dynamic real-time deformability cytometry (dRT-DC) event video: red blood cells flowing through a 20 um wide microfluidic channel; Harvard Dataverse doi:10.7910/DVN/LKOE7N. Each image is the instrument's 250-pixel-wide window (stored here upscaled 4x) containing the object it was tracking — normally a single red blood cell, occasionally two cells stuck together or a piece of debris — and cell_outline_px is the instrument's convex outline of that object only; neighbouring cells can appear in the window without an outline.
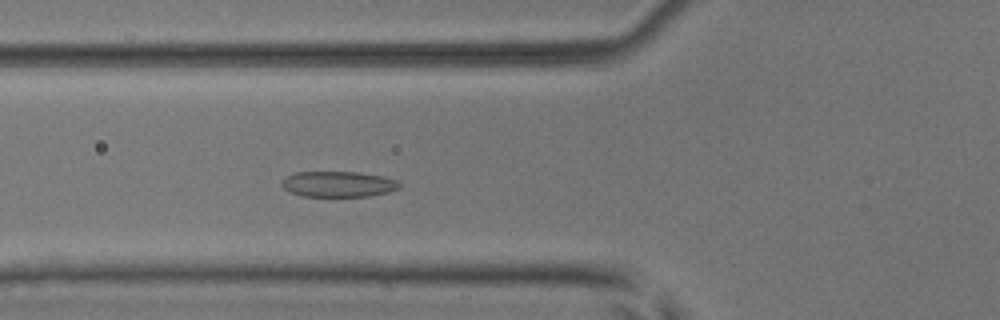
{"species": "common noctule bat (a hibernating species)", "species_latin": "Nyctalus noctula", "temperature_condition": "room temperature", "stored_images_in_passage": 51, "camera_frame_rate_fps": 3000, "um_per_image_px": 0.085, "animal": {"sex": "male", "body_mass_g": 17.9, "forearm_length_mm": 54.2}, "frame": {"image": 1, "passage_image": 18, "time_ms": 5.667, "image_size_px": [1000, 320], "cell_outline_px": [[400, 188], [388, 192], [368, 196], [300, 196], [288, 192], [280, 184], [288, 176], [296, 172], [360, 172], [380, 176], [396, 180], [400, 184]], "centroid_in_image_um": [28.73, 15.65], "position_along_channel_um": 97.1, "area_um2": 17.51}}
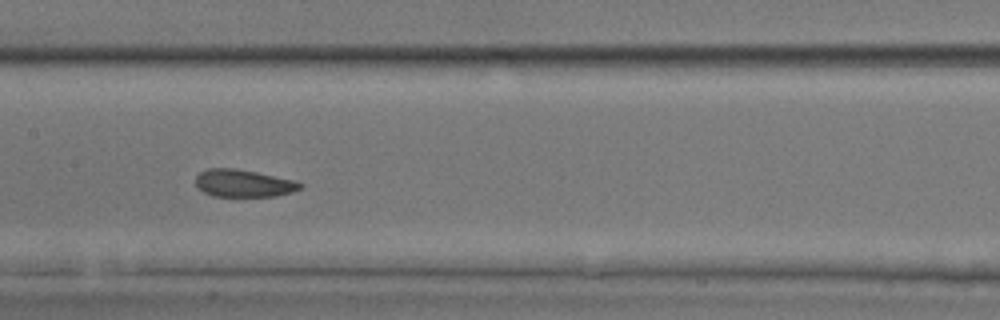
{"frame": {"image": 2, "passage_image": 25, "time_ms": 8.0, "image_size_px": [1000, 320], "cell_outline_px": [[304, 184], [300, 188], [292, 192], [276, 196], [212, 196], [204, 192], [196, 184], [196, 176], [200, 172], [208, 168], [236, 168], [256, 172], [292, 180]], "centroid_in_image_um": [20.68, 15.57], "position_along_channel_um": 186.7, "area_um2": 16.53}}
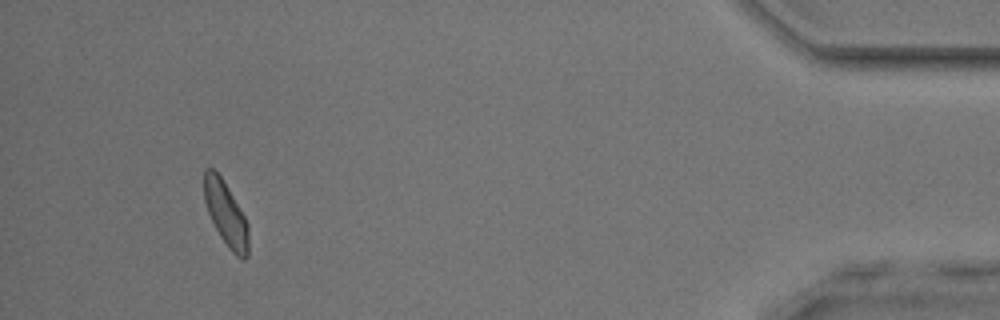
{"frame": {"image": 3, "passage_image": 48, "time_ms": 15.667, "image_size_px": [1000, 320], "cell_outline_px": [[248, 256], [244, 260], [240, 260], [228, 248], [220, 236], [208, 212], [204, 200], [204, 168], [212, 168], [220, 176], [244, 216], [248, 224]], "centroid_in_image_um": [19.2, 18.22], "position_along_channel_um": 416.0, "area_um2": 16.36}, "authors_computed_cell_mechanics": {"area_um2": 17.2822, "velocity_mm_per_s": 3.8546, "shape_relaxation_time_tau1_ms": 2.884, "shape_relaxation_time_tau2_ms": 1.5736, "deformation_change_tau1": 0.0926, "deformation_change_tau2": 0.0825}}